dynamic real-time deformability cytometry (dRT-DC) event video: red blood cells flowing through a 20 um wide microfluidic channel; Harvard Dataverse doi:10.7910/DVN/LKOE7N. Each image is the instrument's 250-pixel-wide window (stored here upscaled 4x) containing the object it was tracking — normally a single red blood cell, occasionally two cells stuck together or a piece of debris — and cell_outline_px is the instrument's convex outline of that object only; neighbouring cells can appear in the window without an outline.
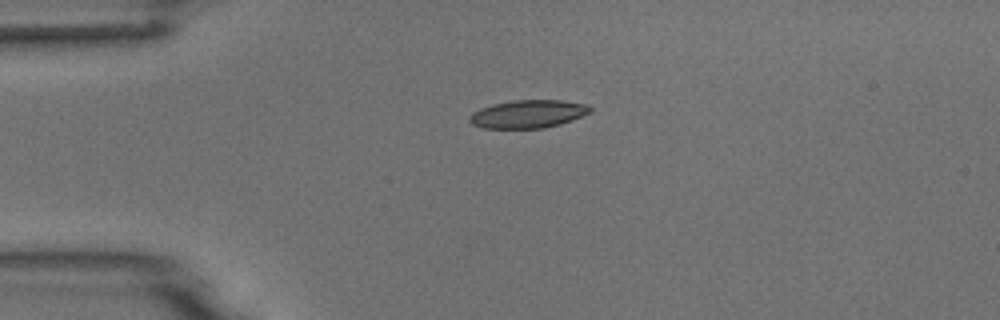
{"species": "common noctule bat (a hibernating species)", "species_latin": "Nyctalus noctula", "temperature_condition": "room temperature", "stored_images_in_passage": 8, "camera_frame_rate_fps": 3000, "um_per_image_px": 0.085, "animal": {"sex": "male", "body_mass_g": 18.8}, "frame": {"image": 1, "passage_image": 1, "time_ms": 0.0, "image_size_px": [1000, 320], "cell_outline_px": [[592, 112], [572, 120], [560, 124], [544, 128], [484, 128], [472, 124], [468, 120], [468, 116], [472, 112], [480, 108], [492, 104], [512, 100], [560, 100], [588, 104], [592, 108]], "centroid_in_image_um": [44.88, 9.68], "position_along_channel_um": 40.1, "area_um2": 19.88}}
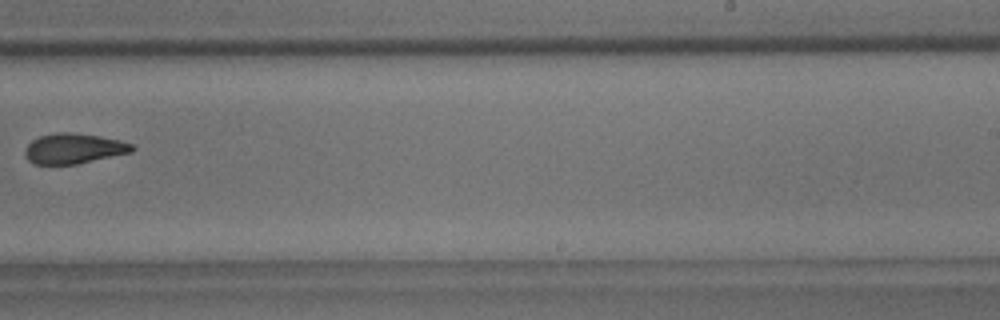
{"frame": {"image": 2, "passage_image": 7, "time_ms": 7.0, "image_size_px": [1000, 320], "cell_outline_px": [[136, 148], [132, 152], [76, 164], [32, 164], [24, 156], [24, 152], [28, 144], [32, 140], [40, 136], [56, 132], [68, 132], [100, 136], [120, 140], [132, 144]], "centroid_in_image_um": [6.26, 12.62], "position_along_channel_um": 282.7, "area_um2": 18.9}}
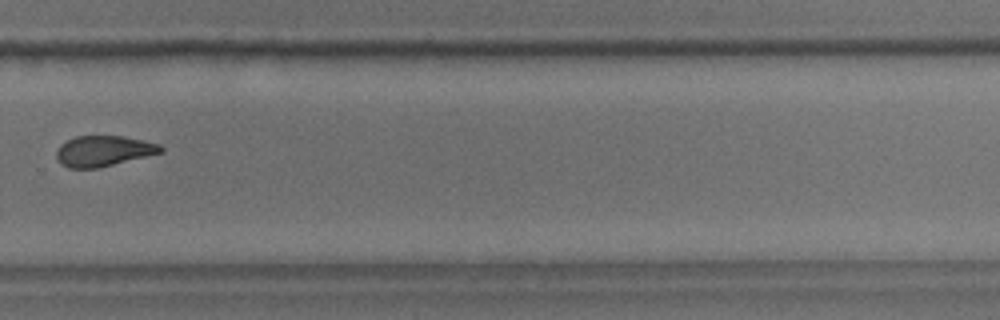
{"frame": {"image": 3, "passage_image": 8, "time_ms": 8.0, "image_size_px": [1000, 320], "cell_outline_px": [[164, 152], [96, 168], [68, 168], [60, 164], [56, 156], [56, 152], [60, 144], [76, 136], [120, 136], [160, 144], [164, 148]], "centroid_in_image_um": [8.78, 12.84], "position_along_channel_um": 321.0, "area_um2": 18.44}}